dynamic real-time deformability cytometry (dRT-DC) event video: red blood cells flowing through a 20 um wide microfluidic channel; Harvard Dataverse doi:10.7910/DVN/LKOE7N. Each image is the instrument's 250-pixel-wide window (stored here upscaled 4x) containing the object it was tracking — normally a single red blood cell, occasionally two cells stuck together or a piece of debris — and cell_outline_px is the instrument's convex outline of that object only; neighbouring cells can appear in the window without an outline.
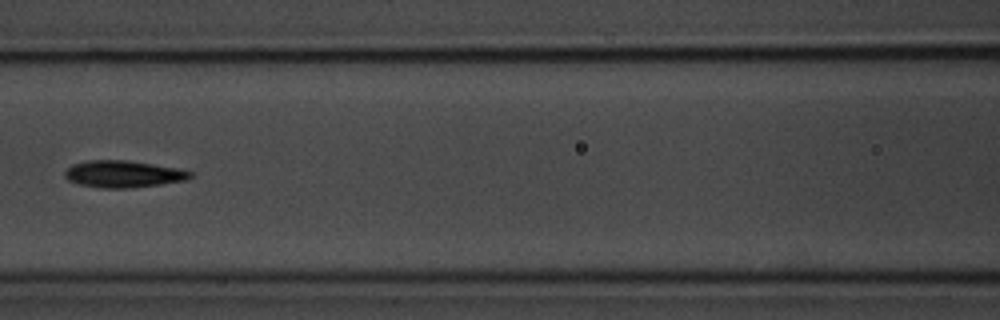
{"species": "common noctule bat (a hibernating species)", "species_latin": "Nyctalus noctula", "temperature_condition": "room temperature", "stored_images_in_passage": 9, "camera_frame_rate_fps": 3000, "um_per_image_px": 0.085, "animal": {"sex": "male", "body_mass_g": 20.1, "forearm_length_mm": 53.5}, "frame": {"image": 1, "passage_image": 7, "time_ms": 8.0, "image_size_px": [1000, 320], "cell_outline_px": [[192, 176], [188, 180], [160, 184], [128, 188], [100, 188], [80, 184], [68, 180], [64, 176], [64, 172], [72, 164], [88, 160], [128, 160], [180, 168], [192, 172]], "centroid_in_image_um": [10.49, 14.78], "position_along_channel_um": 156.1, "area_um2": 19.77}}
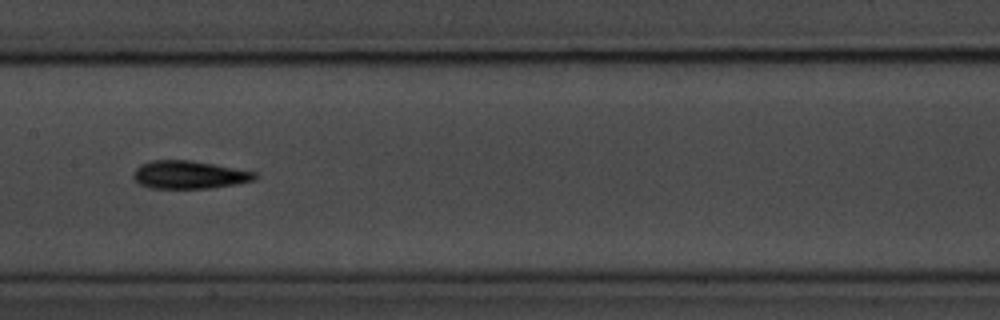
{"frame": {"image": 2, "passage_image": 8, "time_ms": 9.0, "image_size_px": [1000, 320], "cell_outline_px": [[260, 176], [256, 180], [236, 184], [208, 188], [152, 188], [140, 184], [132, 176], [136, 168], [140, 164], [152, 160], [192, 160], [256, 172]], "centroid_in_image_um": [16.11, 14.85], "position_along_channel_um": 191.3, "area_um2": 19.83}}